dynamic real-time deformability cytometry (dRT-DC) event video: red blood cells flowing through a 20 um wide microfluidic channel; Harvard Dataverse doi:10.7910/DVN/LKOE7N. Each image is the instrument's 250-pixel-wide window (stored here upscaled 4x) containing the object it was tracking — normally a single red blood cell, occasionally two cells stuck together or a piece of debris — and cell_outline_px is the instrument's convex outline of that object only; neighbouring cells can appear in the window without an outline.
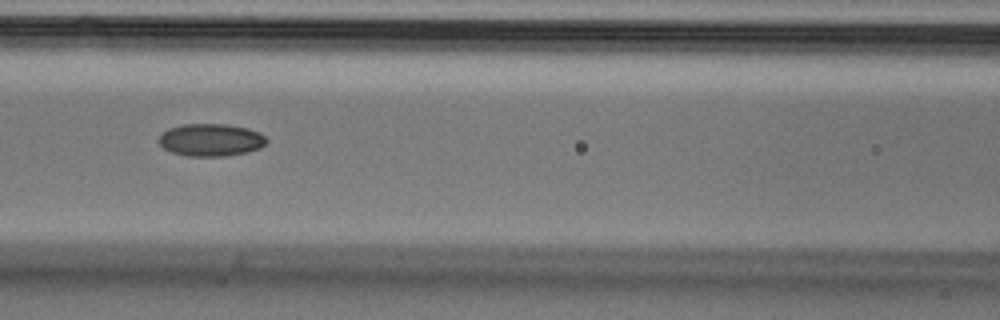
{"species": "Egyptian fruit bat (a non-hibernating species)", "species_latin": "Rousettus aegyptiacus", "temperature_condition": "cold", "stored_images_in_passage": 8, "camera_frame_rate_fps": 3000, "um_per_image_px": 0.085, "animal": {"sex": "male"}, "frame": {"image": 1, "passage_image": 6, "time_ms": 1.667, "image_size_px": [1000, 320], "cell_outline_px": [[268, 140], [260, 148], [248, 152], [224, 156], [188, 156], [172, 152], [164, 148], [156, 140], [168, 128], [184, 124], [228, 124], [248, 128], [260, 132]], "centroid_in_image_um": [17.93, 11.89], "position_along_channel_um": 148.7, "area_um2": 20.46}}
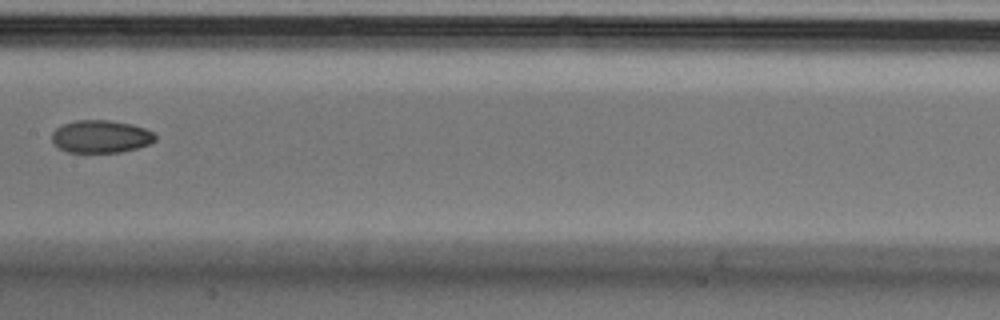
{"frame": {"image": 2, "passage_image": 7, "time_ms": 2.0, "image_size_px": [1000, 320], "cell_outline_px": [[156, 140], [148, 144], [136, 148], [120, 152], [68, 152], [60, 148], [52, 140], [52, 132], [56, 128], [64, 124], [76, 120], [112, 120], [132, 124], [144, 128], [152, 132], [156, 136]], "centroid_in_image_um": [8.58, 11.59], "position_along_channel_um": 198.8, "area_um2": 19.54}}
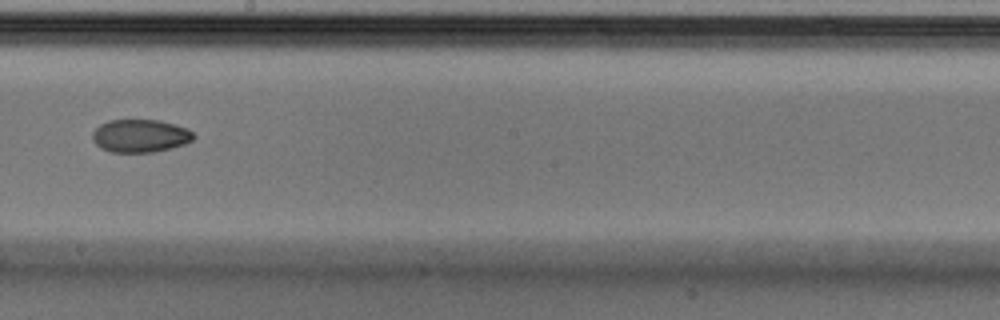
{"frame": {"image": 3, "passage_image": 8, "time_ms": 2.333, "image_size_px": [1000, 320], "cell_outline_px": [[196, 136], [192, 140], [184, 144], [172, 148], [156, 152], [112, 152], [100, 148], [92, 140], [92, 132], [100, 124], [108, 120], [160, 120], [176, 124], [188, 128]], "centroid_in_image_um": [11.93, 11.54], "position_along_channel_um": 236.3, "area_um2": 19.65}}